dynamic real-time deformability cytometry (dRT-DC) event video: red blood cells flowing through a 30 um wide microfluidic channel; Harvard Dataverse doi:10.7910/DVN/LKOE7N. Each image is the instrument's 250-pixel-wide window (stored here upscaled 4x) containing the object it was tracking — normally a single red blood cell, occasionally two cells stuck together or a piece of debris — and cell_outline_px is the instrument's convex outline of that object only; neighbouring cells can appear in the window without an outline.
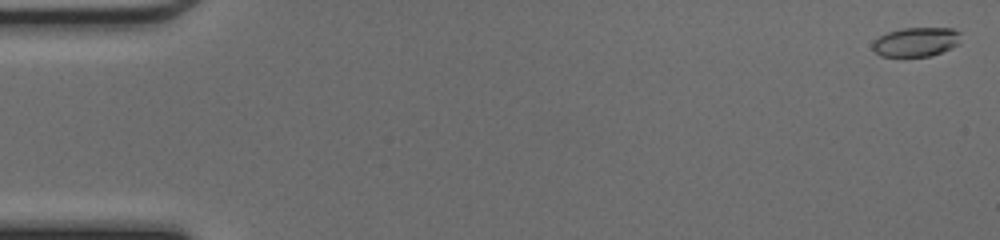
{"species": "common noctule bat (a hibernating species)", "species_latin": "Nyctalus noctula", "temperature_condition": "cold", "stored_images_in_passage": 50, "camera_frame_rate_fps": 3000, "um_per_image_px": 0.085, "animal": {"sex": "female", "body_mass_g": 17.0, "forearm_length_mm": 48.0}, "frame": {"image": 1, "passage_image": 2, "time_ms": 0.333, "image_size_px": [1000, 240], "cell_outline_px": [[960, 44], [952, 48], [932, 56], [880, 56], [872, 48], [872, 44], [880, 36], [888, 32], [904, 28], [952, 28], [960, 32]], "centroid_in_image_um": [77.91, 3.57], "position_along_channel_um": 7.1, "area_um2": 15.03}}
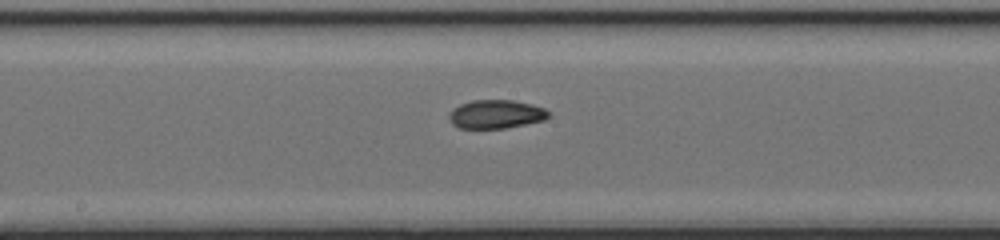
{"frame": {"image": 2, "passage_image": 27, "time_ms": 8.667, "image_size_px": [1000, 240], "cell_outline_px": [[548, 116], [544, 120], [504, 128], [460, 128], [452, 124], [448, 116], [452, 108], [460, 104], [472, 100], [512, 100], [532, 104], [544, 108], [548, 112]], "centroid_in_image_um": [42.12, 9.7], "position_along_channel_um": 206.1, "area_um2": 16.47}}
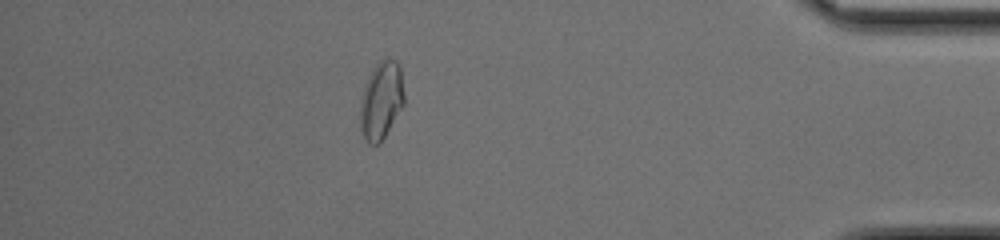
{"frame": {"image": 3, "passage_image": 44, "time_ms": 14.333, "image_size_px": [1000, 240], "cell_outline_px": [[404, 104], [380, 144], [368, 144], [364, 140], [360, 132], [360, 104], [364, 88], [368, 76], [376, 64], [380, 60], [388, 56], [396, 60], [400, 64], [404, 96]], "centroid_in_image_um": [32.4, 8.53], "position_along_channel_um": 402.8, "area_um2": 20.23}, "authors_computed_cell_mechanics": {"area_um2": 16.762, "velocity_mm_per_s": 4.2805, "shape_relaxation_time_tau1_ms": null, "shape_relaxation_time_tau2_ms": 1.8555, "deformation_change_tau1": null, "deformation_change_tau2": 0.0646}}